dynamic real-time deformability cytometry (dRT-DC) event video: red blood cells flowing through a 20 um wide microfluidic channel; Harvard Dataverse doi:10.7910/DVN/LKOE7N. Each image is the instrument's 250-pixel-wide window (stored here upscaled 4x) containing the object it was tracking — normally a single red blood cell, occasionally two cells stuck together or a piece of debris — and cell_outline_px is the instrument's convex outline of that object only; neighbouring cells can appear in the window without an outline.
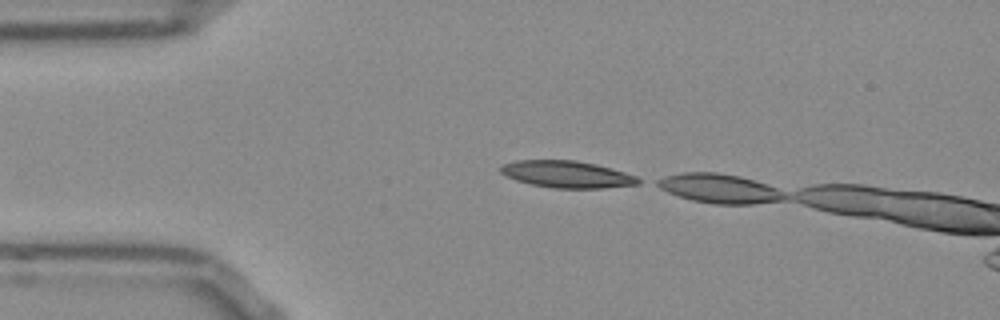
{"species": "Egyptian fruit bat (a non-hibernating species)", "species_latin": "Rousettus aegyptiacus", "temperature_condition": "room temperature", "stored_images_in_passage": 3, "camera_frame_rate_fps": 3000, "um_per_image_px": 0.085, "frame": {"image": 1, "passage_image": 1, "time_ms": 0.0, "image_size_px": [1000, 320], "cell_outline_px": [[644, 180], [640, 184], [604, 188], [552, 188], [532, 184], [516, 180], [504, 176], [500, 172], [500, 164], [516, 160], [576, 160], [596, 164], [612, 168], [636, 176]], "centroid_in_image_um": [48.19, 14.81], "position_along_channel_um": 36.8, "area_um2": 21.85}}